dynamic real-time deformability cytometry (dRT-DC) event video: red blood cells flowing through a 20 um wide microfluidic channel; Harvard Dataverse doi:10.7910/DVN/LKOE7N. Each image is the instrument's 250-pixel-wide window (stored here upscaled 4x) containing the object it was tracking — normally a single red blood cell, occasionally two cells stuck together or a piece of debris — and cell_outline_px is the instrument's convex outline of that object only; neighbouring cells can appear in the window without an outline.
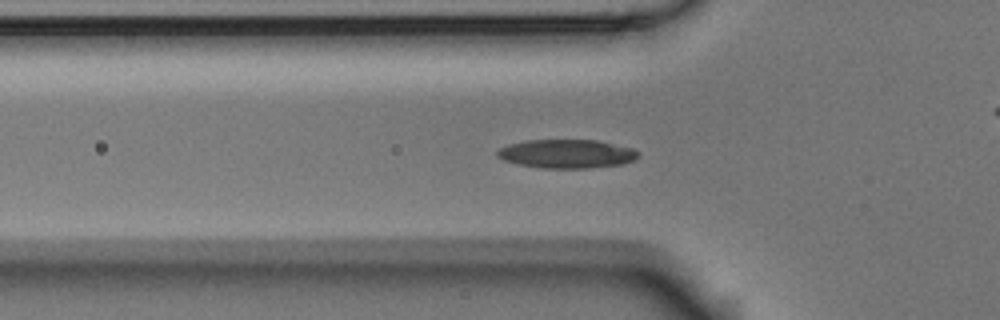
{"species": "Egyptian fruit bat (a non-hibernating species)", "species_latin": "Rousettus aegyptiacus", "temperature_condition": "room temperature", "stored_images_in_passage": 43, "camera_frame_rate_fps": 3000, "um_per_image_px": 0.085, "animal": {"sex": "male"}, "frame": {"image": 1, "passage_image": 6, "time_ms": 1.667, "image_size_px": [1000, 320], "cell_outline_px": [[640, 156], [636, 160], [624, 164], [588, 168], [540, 168], [520, 164], [504, 160], [496, 156], [496, 152], [500, 148], [508, 144], [524, 140], [596, 140], [632, 148], [640, 152]], "centroid_in_image_um": [48.2, 13.07], "position_along_channel_um": 77.6, "area_um2": 23.76}}
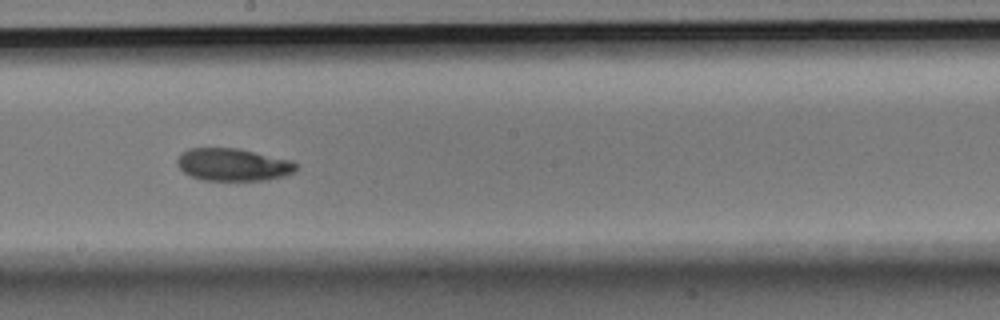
{"frame": {"image": 2, "passage_image": 18, "time_ms": 5.667, "image_size_px": [1000, 320], "cell_outline_px": [[296, 168], [292, 172], [284, 176], [268, 180], [204, 180], [192, 176], [184, 172], [176, 164], [176, 160], [180, 152], [188, 148], [240, 148], [292, 160], [296, 164]], "centroid_in_image_um": [19.79, 13.98], "position_along_channel_um": 228.4, "area_um2": 22.66}}
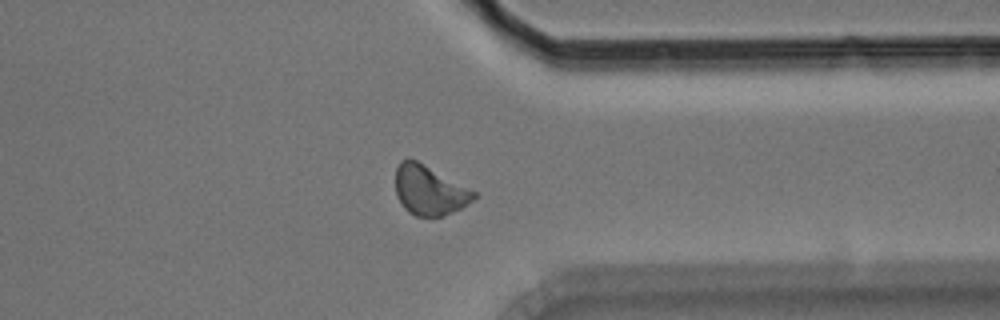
{"frame": {"image": 3, "passage_image": 30, "time_ms": 9.667, "image_size_px": [1000, 320], "cell_outline_px": [[476, 196], [472, 200], [460, 208], [444, 216], [416, 216], [408, 212], [404, 208], [396, 192], [396, 168], [400, 160], [416, 160], [476, 192]], "centroid_in_image_um": [36.47, 16.19], "position_along_channel_um": 374.9, "area_um2": 22.08}, "authors_computed_cell_mechanics": {"area_um2": 22.4264, "velocity_mm_per_s": 3.7498, "shape_relaxation_time_tau1_ms": 3.5414, "shape_relaxation_time_tau2_ms": null, "deformation_change_tau1": 0.1208, "deformation_change_tau2": null}}